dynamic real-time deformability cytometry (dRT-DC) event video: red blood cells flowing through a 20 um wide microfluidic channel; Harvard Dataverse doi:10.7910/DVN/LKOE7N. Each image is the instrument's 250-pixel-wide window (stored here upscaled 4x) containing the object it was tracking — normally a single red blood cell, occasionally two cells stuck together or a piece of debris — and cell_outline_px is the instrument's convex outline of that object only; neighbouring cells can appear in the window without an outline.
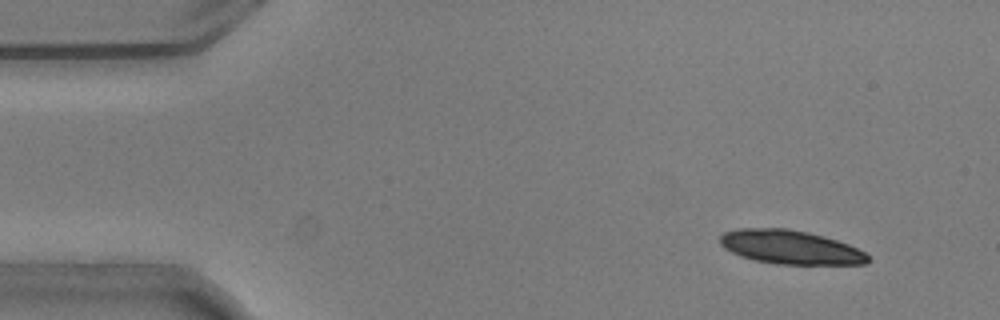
{"species": "common noctule bat (a hibernating species)", "species_latin": "Nyctalus noctula", "temperature_condition": "warm", "stored_images_in_passage": 52, "camera_frame_rate_fps": 3000, "um_per_image_px": 0.085, "animal": {"sex": "male", "body_mass_g": 20.5, "forearm_length_mm": 52.5}, "frame": {"image": 1, "passage_image": 4, "time_ms": 1.0, "image_size_px": [1000, 320], "cell_outline_px": [[868, 260], [864, 264], [776, 264], [756, 260], [740, 256], [724, 248], [720, 244], [720, 236], [724, 232], [740, 228], [788, 228], [808, 232], [824, 236], [848, 244], [864, 252], [868, 256]], "centroid_in_image_um": [67.15, 21.0], "position_along_channel_um": 17.9, "area_um2": 29.02}}